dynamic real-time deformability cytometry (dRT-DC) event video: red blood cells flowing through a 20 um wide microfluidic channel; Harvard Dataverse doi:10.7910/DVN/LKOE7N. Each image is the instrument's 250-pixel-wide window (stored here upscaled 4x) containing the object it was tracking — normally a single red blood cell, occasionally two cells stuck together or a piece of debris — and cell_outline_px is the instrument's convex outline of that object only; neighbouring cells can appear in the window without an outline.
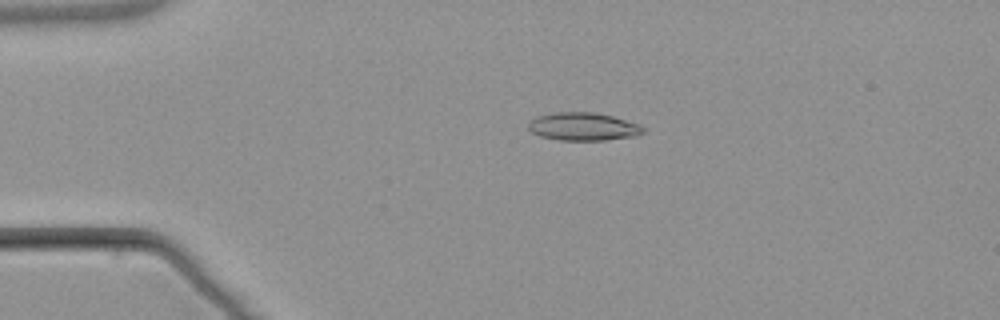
{"species": "common noctule bat (a hibernating species)", "species_latin": "Nyctalus noctula", "temperature_condition": "warm", "stored_images_in_passage": 2, "camera_frame_rate_fps": 3000, "um_per_image_px": 0.085, "animal": {"sex": "male", "body_mass_g": 21.5, "forearm_length_mm": 52.0}, "frame": {"image": 1, "passage_image": 1, "time_ms": 0.0, "image_size_px": [1000, 320], "cell_outline_px": [[644, 132], [636, 136], [604, 140], [560, 140], [540, 136], [532, 132], [528, 128], [528, 124], [536, 116], [552, 112], [592, 112], [612, 116], [640, 124], [644, 128]], "centroid_in_image_um": [49.57, 10.75], "position_along_channel_um": 35.4, "area_um2": 18.73}}